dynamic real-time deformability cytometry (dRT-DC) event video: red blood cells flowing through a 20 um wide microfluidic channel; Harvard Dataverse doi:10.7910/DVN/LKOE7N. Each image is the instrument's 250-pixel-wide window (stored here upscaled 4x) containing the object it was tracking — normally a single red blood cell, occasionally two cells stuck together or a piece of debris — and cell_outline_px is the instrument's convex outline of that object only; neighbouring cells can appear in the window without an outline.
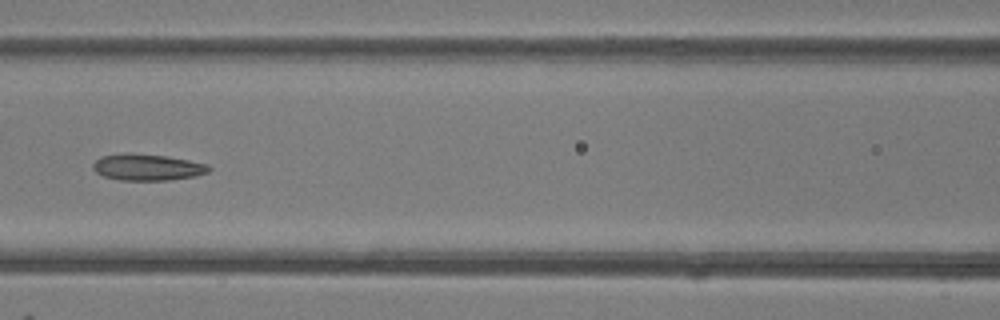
{"species": "common noctule bat (a hibernating species)", "species_latin": "Nyctalus noctula", "temperature_condition": "room temperature", "stored_images_in_passage": 6, "camera_frame_rate_fps": 3000, "um_per_image_px": 0.085, "animal": {"sex": "female"}, "frame": {"image": 1, "passage_image": 6, "time_ms": 5.667, "image_size_px": [1000, 320], "cell_outline_px": [[212, 168], [208, 172], [196, 176], [168, 180], [120, 180], [104, 176], [96, 172], [92, 168], [92, 164], [100, 156], [128, 152], [168, 156], [208, 164]], "centroid_in_image_um": [12.52, 14.2], "position_along_channel_um": 154.1, "area_um2": 18.03}}